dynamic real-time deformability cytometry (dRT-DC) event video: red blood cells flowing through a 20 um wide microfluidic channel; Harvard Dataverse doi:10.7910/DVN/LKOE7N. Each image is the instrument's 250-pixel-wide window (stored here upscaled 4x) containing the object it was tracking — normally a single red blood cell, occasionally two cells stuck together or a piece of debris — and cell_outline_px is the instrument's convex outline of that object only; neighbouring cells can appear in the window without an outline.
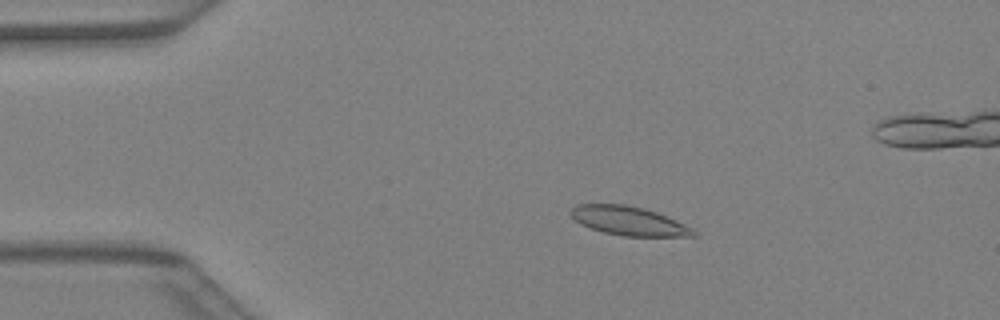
{"species": "Egyptian fruit bat (a non-hibernating species)", "species_latin": "Rousettus aegyptiacus", "temperature_condition": "warm", "stored_images_in_passage": 43, "camera_frame_rate_fps": 3000, "um_per_image_px": 0.085, "animal": {"sex": "female"}, "frame": {"image": 1, "passage_image": 9, "time_ms": 2.667, "image_size_px": [1000, 320], "cell_outline_px": [[696, 236], [624, 236], [604, 232], [580, 224], [568, 212], [576, 204], [624, 204], [644, 208], [656, 212], [684, 224], [692, 228], [696, 232]], "centroid_in_image_um": [53.42, 18.77], "position_along_channel_um": 31.6, "area_um2": 20.46}}
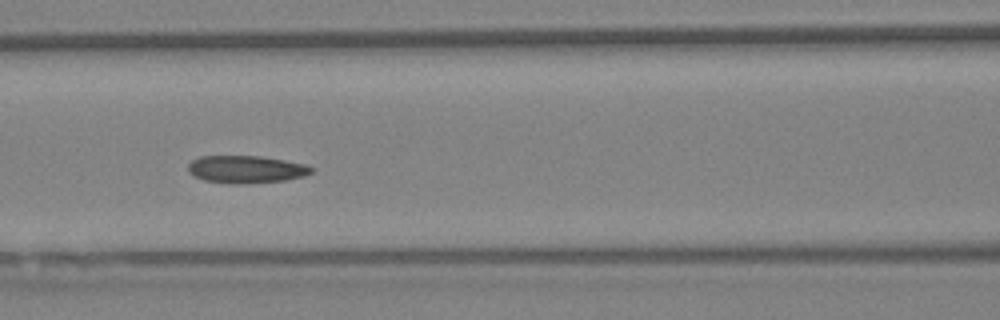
{"frame": {"image": 2, "passage_image": 19, "time_ms": 6.0, "image_size_px": [1000, 320], "cell_outline_px": [[312, 172], [304, 176], [284, 180], [236, 184], [228, 184], [204, 180], [188, 172], [188, 164], [192, 160], [200, 156], [260, 156], [284, 160], [304, 164], [312, 168]], "centroid_in_image_um": [20.88, 14.39], "position_along_channel_um": 145.7, "area_um2": 19.59}}
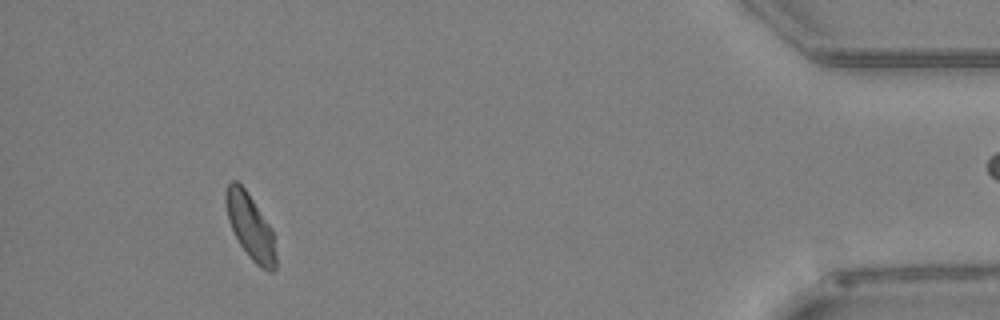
{"frame": {"image": 3, "passage_image": 39, "time_ms": 12.667, "image_size_px": [1000, 320], "cell_outline_px": [[276, 268], [272, 272], [268, 272], [260, 268], [252, 260], [240, 244], [228, 220], [224, 200], [224, 192], [228, 184], [232, 180], [236, 180], [244, 188], [272, 228], [276, 256]], "centroid_in_image_um": [21.27, 19.27], "position_along_channel_um": 413.9, "area_um2": 18.96}}